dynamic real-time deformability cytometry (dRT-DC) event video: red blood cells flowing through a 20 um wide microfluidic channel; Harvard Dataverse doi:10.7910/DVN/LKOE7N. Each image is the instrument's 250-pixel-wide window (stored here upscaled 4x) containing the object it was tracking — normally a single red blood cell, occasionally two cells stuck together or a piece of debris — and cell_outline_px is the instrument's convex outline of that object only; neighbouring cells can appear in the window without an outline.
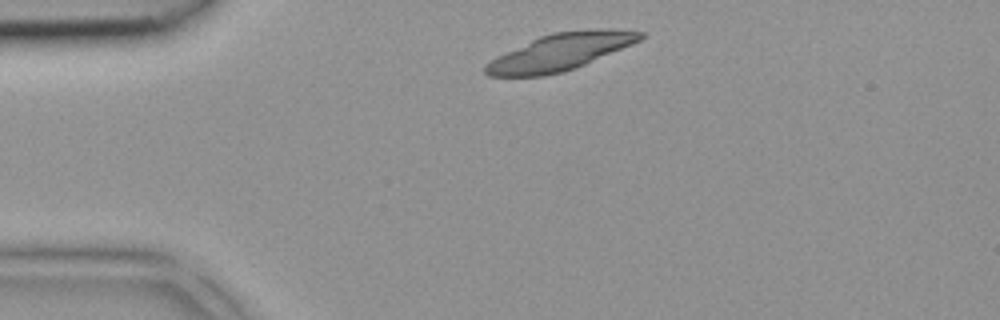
{"species": "common noctule bat (a hibernating species)", "species_latin": "Nyctalus noctula", "temperature_condition": "room temperature", "stored_images_in_passage": 2, "camera_frame_rate_fps": 3000, "um_per_image_px": 0.085, "animal": {"sex": "female", "body_mass_g": 18.4}, "frame": {"image": 1, "passage_image": 1, "time_ms": 0.0, "image_size_px": [1000, 320], "cell_outline_px": [[644, 36], [640, 40], [632, 44], [576, 68], [564, 72], [544, 76], [488, 76], [484, 72], [484, 64], [540, 36], [552, 32], [596, 28], [612, 28], [644, 32]], "centroid_in_image_um": [47.68, 4.41], "position_along_channel_um": 37.3, "area_um2": 32.95}}